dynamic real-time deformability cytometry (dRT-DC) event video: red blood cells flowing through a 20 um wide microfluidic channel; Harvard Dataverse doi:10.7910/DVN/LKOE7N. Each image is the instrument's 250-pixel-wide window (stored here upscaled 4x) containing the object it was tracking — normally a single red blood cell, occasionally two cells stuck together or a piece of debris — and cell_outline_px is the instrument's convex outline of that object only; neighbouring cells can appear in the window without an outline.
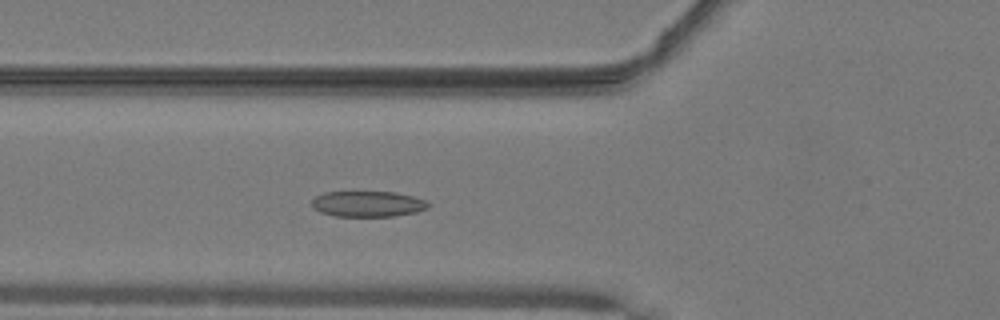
{"species": "common noctule bat (a hibernating species)", "species_latin": "Nyctalus noctula", "temperature_condition": "warm", "stored_images_in_passage": 38, "camera_frame_rate_fps": 3000, "um_per_image_px": 0.085, "animal": {"sex": "male", "body_mass_g": 19.2, "forearm_length_mm": 51.8}, "frame": {"image": 1, "passage_image": 6, "time_ms": 1.667, "image_size_px": [1000, 320], "cell_outline_px": [[432, 204], [428, 208], [416, 212], [392, 216], [336, 216], [320, 212], [312, 208], [312, 200], [316, 196], [324, 192], [396, 192], [428, 200]], "centroid_in_image_um": [31.29, 17.33], "position_along_channel_um": 94.5, "area_um2": 17.57}}
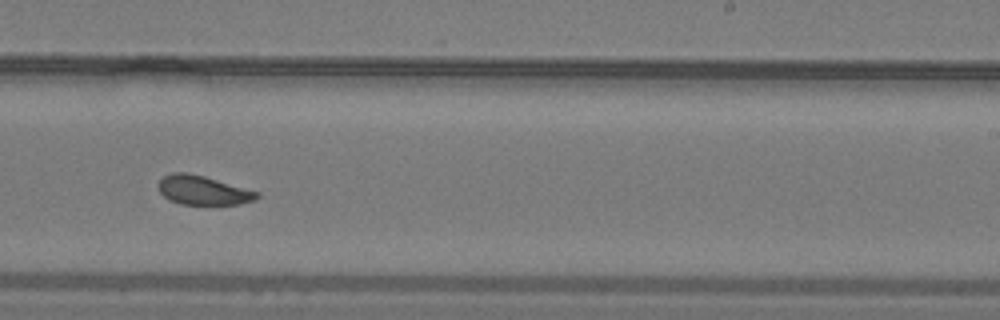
{"frame": {"image": 2, "passage_image": 19, "time_ms": 6.0, "image_size_px": [1000, 320], "cell_outline_px": [[260, 196], [256, 200], [240, 204], [180, 204], [168, 200], [160, 192], [160, 180], [164, 176], [172, 172], [188, 172], [204, 176], [260, 192]], "centroid_in_image_um": [17.29, 16.17], "position_along_channel_um": 271.7, "area_um2": 16.7}}
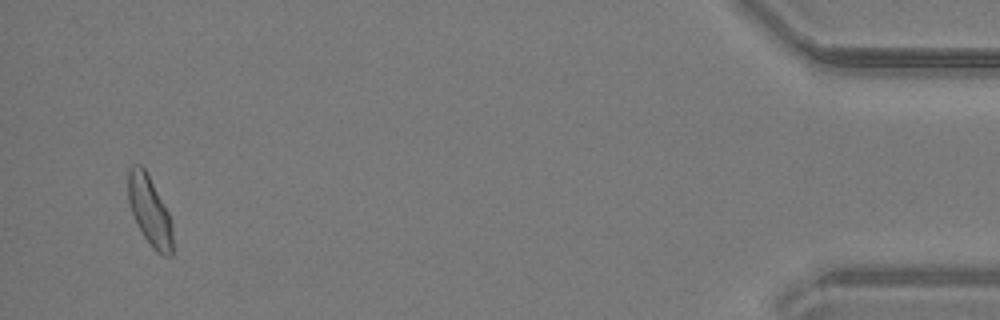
{"frame": {"image": 3, "passage_image": 36, "time_ms": 11.667, "image_size_px": [1000, 320], "cell_outline_px": [[172, 256], [164, 256], [156, 252], [152, 248], [144, 236], [132, 212], [128, 200], [128, 168], [132, 164], [140, 164], [144, 168], [168, 212], [172, 220]], "centroid_in_image_um": [12.72, 17.92], "position_along_channel_um": 422.5, "area_um2": 17.8}, "authors_computed_cell_mechanics": {"area_um2": 17.3689, "velocity_mm_per_s": 4.082, "shape_relaxation_time_tau1_ms": 4.041, "shape_relaxation_time_tau2_ms": 1.414, "deformation_change_tau1": 0.1188, "deformation_change_tau2": 0.0687}}